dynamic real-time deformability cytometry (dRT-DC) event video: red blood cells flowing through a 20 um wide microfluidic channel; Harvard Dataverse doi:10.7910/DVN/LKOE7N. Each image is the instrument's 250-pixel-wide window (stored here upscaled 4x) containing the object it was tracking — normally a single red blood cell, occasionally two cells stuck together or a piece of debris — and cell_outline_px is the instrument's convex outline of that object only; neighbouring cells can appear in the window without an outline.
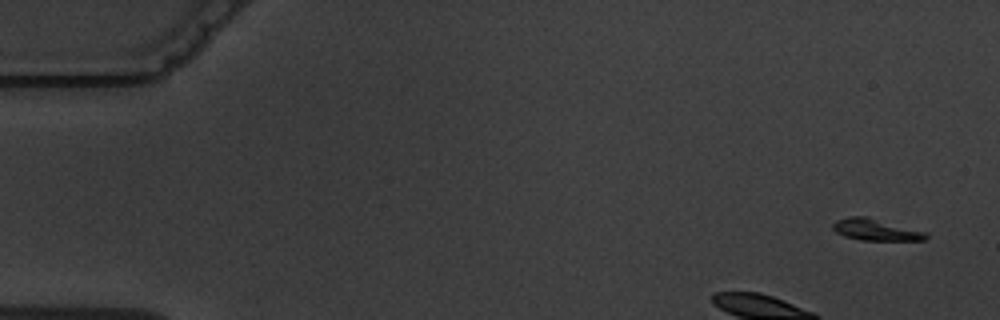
{"species": "common noctule bat (a hibernating species)", "species_latin": "Nyctalus noctula", "temperature_condition": "warm", "stored_images_in_passage": 6, "camera_frame_rate_fps": 3000, "um_per_image_px": 0.085, "animal": {"sex": "male", "body_mass_g": 19.5, "forearm_length_mm": 54.6}, "frame": {"image": 1, "passage_image": 1, "time_ms": 0.0, "image_size_px": [1000, 320], "cell_outline_px": [[928, 236], [924, 240], [860, 240], [844, 236], [836, 232], [832, 228], [832, 224], [836, 220], [848, 216], [868, 216], [928, 232]], "centroid_in_image_um": [74.44, 19.51], "position_along_channel_um": 10.6, "area_um2": 11.91}}